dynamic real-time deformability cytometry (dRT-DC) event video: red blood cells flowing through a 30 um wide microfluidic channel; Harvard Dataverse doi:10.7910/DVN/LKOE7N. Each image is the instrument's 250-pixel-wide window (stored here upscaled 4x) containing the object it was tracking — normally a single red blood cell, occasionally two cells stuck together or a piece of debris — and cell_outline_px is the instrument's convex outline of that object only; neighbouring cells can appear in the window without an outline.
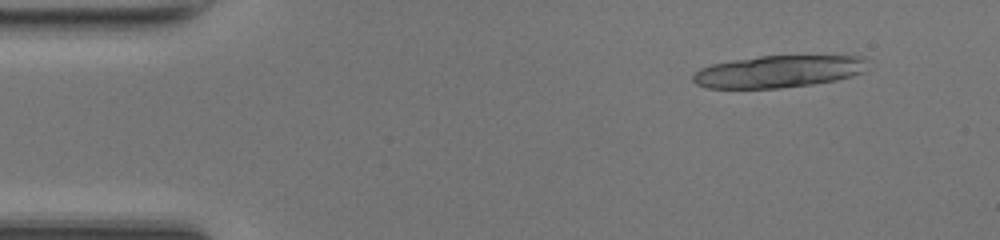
{"species": "common noctule bat (a hibernating species)", "species_latin": "Nyctalus noctula", "temperature_condition": "room temperature", "stored_images_in_passage": 12, "camera_frame_rate_fps": 3000, "um_per_image_px": 0.085, "animal": {"sex": "female", "body_mass_g": 17.0, "forearm_length_mm": 48.0}, "frame": {"image": 1, "passage_image": 5, "time_ms": 1.333, "image_size_px": [1000, 240], "cell_outline_px": [[864, 60], [860, 72], [852, 76], [836, 80], [812, 84], [780, 88], [708, 88], [696, 84], [692, 80], [692, 76], [700, 68], [712, 64], [732, 60], [760, 56], [864, 56]], "centroid_in_image_um": [66.07, 6.08], "position_along_channel_um": 18.9, "area_um2": 32.25}}